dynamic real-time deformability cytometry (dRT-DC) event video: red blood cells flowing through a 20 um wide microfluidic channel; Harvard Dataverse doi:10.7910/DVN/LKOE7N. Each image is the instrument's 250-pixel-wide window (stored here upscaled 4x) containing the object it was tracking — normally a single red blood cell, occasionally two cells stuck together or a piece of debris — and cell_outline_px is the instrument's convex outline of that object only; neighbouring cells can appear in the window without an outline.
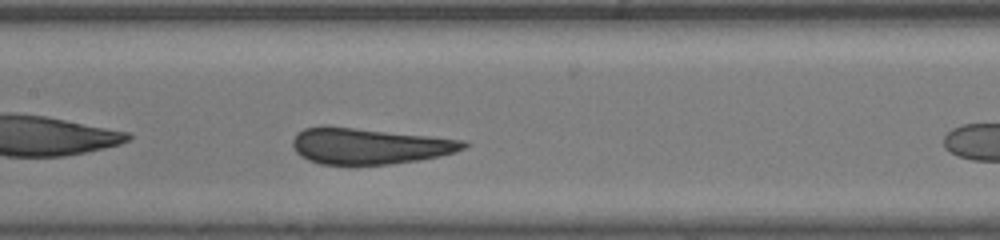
{"species": "human", "species_latin": "Homo sapiens", "temperature_condition": "room temperature", "stored_images_in_passage": 28, "camera_frame_rate_fps": 3000, "um_per_image_px": 0.085, "donor": {"sex": "male"}, "frame": {"image": 1, "passage_image": 9, "time_ms": 2.667, "image_size_px": [1000, 240], "cell_outline_px": [[468, 144], [464, 148], [456, 152], [420, 160], [388, 164], [320, 164], [308, 160], [300, 156], [296, 152], [292, 144], [292, 140], [296, 132], [304, 128], [324, 124], [468, 140]], "centroid_in_image_um": [31.36, 12.38], "position_along_channel_um": 176.0, "area_um2": 36.41}}